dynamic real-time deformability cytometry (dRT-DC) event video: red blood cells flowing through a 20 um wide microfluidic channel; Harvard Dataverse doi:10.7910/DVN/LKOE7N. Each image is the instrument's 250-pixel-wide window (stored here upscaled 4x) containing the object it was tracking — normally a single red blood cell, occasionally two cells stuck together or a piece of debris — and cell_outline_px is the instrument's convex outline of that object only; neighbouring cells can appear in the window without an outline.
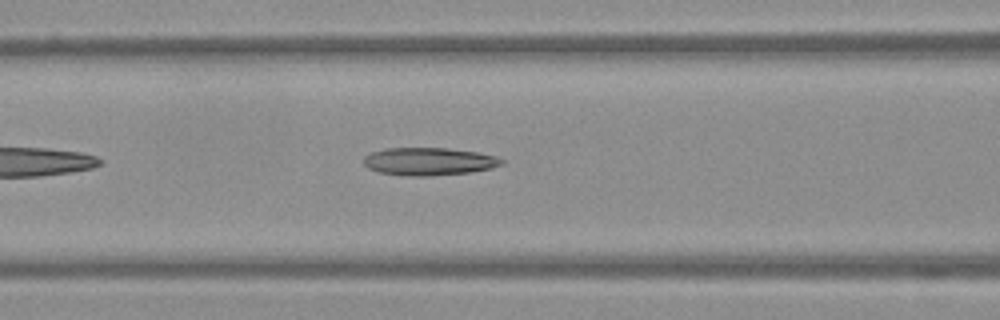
{"species": "Egyptian fruit bat (a non-hibernating species)", "species_latin": "Rousettus aegyptiacus", "temperature_condition": "warm", "stored_images_in_passage": 34, "camera_frame_rate_fps": 3000, "um_per_image_px": 0.085, "frame": {"image": 1, "passage_image": 8, "time_ms": 2.333, "image_size_px": [1000, 320], "cell_outline_px": [[504, 164], [492, 168], [468, 172], [432, 176], [408, 176], [380, 172], [368, 168], [364, 164], [364, 156], [372, 152], [384, 148], [448, 148], [476, 152], [496, 156], [504, 160]], "centroid_in_image_um": [36.46, 13.72], "position_along_channel_um": 130.1, "area_um2": 22.31}}
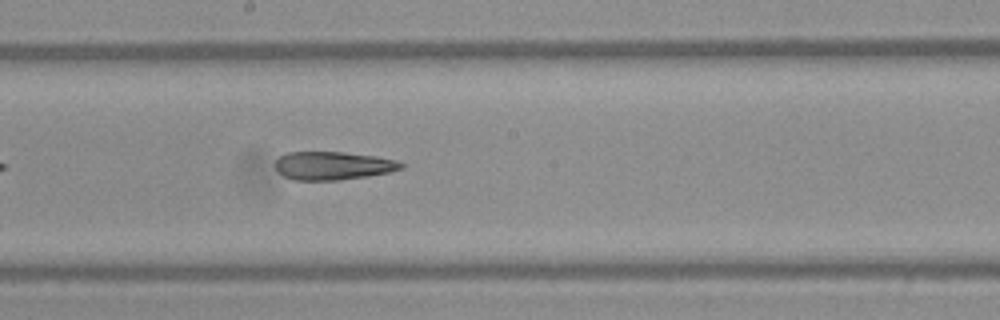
{"frame": {"image": 2, "passage_image": 15, "time_ms": 4.667, "image_size_px": [1000, 320], "cell_outline_px": [[404, 168], [388, 172], [368, 176], [340, 180], [292, 180], [284, 176], [276, 168], [276, 160], [280, 156], [288, 152], [344, 152], [376, 156], [396, 160], [404, 164]], "centroid_in_image_um": [28.31, 14.08], "position_along_channel_um": 219.9, "area_um2": 20.69}}
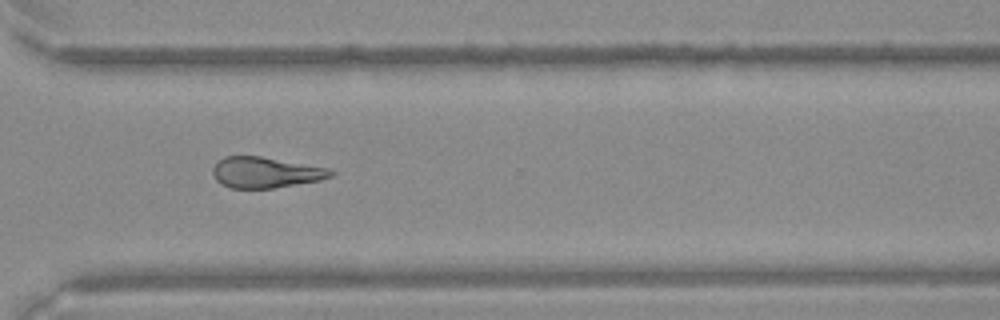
{"frame": {"image": 3, "passage_image": 25, "time_ms": 8.0, "image_size_px": [1000, 320], "cell_outline_px": [[336, 172], [332, 176], [320, 180], [272, 188], [232, 188], [220, 184], [216, 180], [212, 172], [212, 168], [224, 156], [260, 156], [328, 168]], "centroid_in_image_um": [22.56, 14.66], "position_along_channel_um": 348.0, "area_um2": 21.04}}